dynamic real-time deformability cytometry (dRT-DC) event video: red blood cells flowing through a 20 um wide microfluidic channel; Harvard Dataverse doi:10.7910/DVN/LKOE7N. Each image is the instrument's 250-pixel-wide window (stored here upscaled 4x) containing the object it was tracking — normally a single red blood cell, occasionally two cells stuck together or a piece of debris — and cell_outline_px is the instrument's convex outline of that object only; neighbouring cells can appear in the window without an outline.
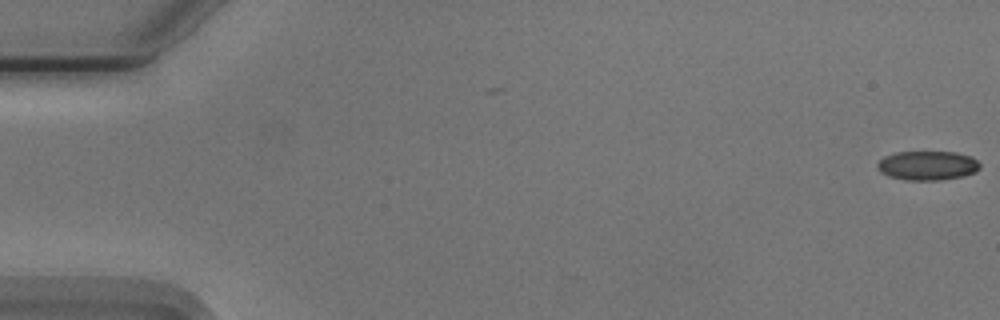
{"species": "Egyptian fruit bat (a non-hibernating species)", "species_latin": "Rousettus aegyptiacus", "temperature_condition": "cold", "stored_images_in_passage": 2, "camera_frame_rate_fps": 3000, "um_per_image_px": 0.085, "animal": {"sex": "male"}, "frame": {"image": 1, "passage_image": 2, "time_ms": 0.333, "image_size_px": [1000, 320], "cell_outline_px": [[980, 168], [976, 172], [964, 176], [940, 180], [904, 180], [888, 176], [880, 172], [876, 168], [876, 164], [884, 156], [896, 152], [956, 152], [972, 156], [980, 164]], "centroid_in_image_um": [78.83, 14.07], "position_along_channel_um": 6.2, "area_um2": 17.69}}